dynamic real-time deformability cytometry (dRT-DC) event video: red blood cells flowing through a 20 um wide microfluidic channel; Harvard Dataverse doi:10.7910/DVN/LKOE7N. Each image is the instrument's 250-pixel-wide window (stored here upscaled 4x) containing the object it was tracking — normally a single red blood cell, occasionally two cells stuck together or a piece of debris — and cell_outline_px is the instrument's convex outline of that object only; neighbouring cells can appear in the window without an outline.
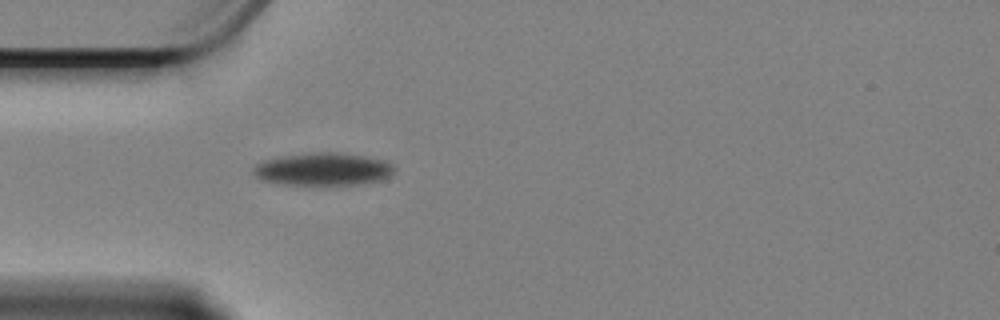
{"species": "Egyptian fruit bat (a non-hibernating species)", "species_latin": "Rousettus aegyptiacus", "temperature_condition": "cold", "stored_images_in_passage": 18, "camera_frame_rate_fps": 3000, "um_per_image_px": 0.085, "animal": {"sex": "female"}, "frame": {"image": 1, "passage_image": 3, "time_ms": 0.667, "image_size_px": [1000, 320], "cell_outline_px": [[396, 172], [384, 180], [360, 184], [284, 184], [260, 180], [252, 172], [252, 168], [256, 164], [264, 160], [280, 156], [312, 152], [332, 152], [364, 156], [384, 160], [392, 164], [396, 168]], "centroid_in_image_um": [27.48, 14.37], "position_along_channel_um": 57.5, "area_um2": 26.99}}
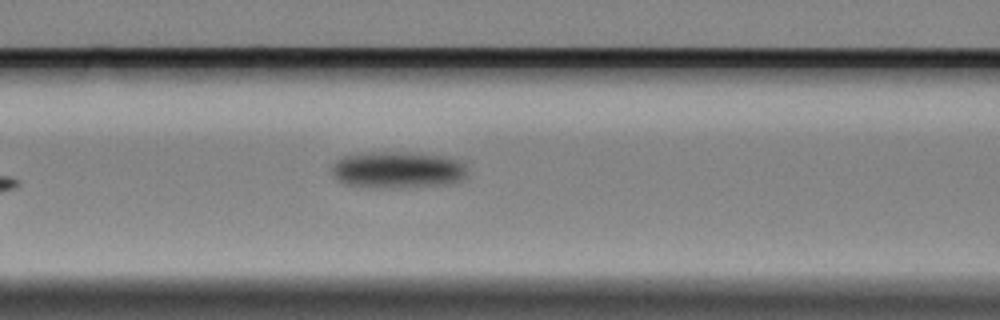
{"frame": {"image": 2, "passage_image": 10, "time_ms": 3.0, "image_size_px": [1000, 320], "cell_outline_px": [[468, 176], [464, 180], [448, 184], [392, 188], [368, 188], [348, 184], [340, 180], [332, 172], [332, 164], [336, 160], [344, 156], [356, 152], [400, 152], [440, 156], [456, 160], [464, 168]], "centroid_in_image_um": [33.75, 14.45], "position_along_channel_um": 132.9, "area_um2": 28.9}}
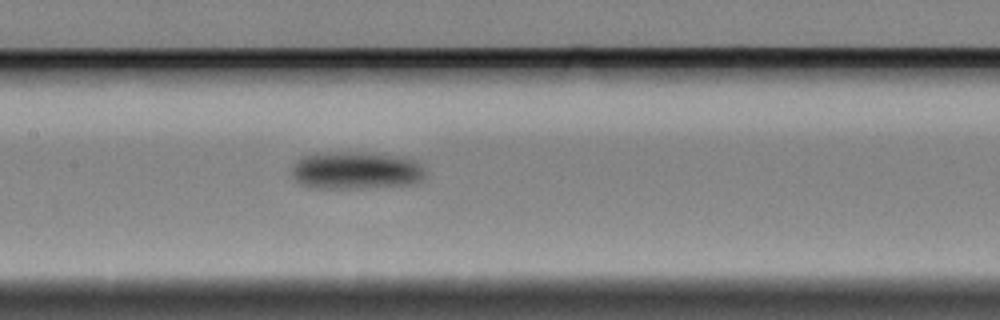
{"frame": {"image": 3, "passage_image": 14, "time_ms": 4.333, "image_size_px": [1000, 320], "cell_outline_px": [[424, 180], [412, 184], [360, 188], [308, 188], [300, 184], [292, 176], [292, 168], [304, 156], [316, 152], [372, 152], [404, 156], [416, 160], [424, 168]], "centroid_in_image_um": [30.29, 14.47], "position_along_channel_um": 177.1, "area_um2": 29.77}}